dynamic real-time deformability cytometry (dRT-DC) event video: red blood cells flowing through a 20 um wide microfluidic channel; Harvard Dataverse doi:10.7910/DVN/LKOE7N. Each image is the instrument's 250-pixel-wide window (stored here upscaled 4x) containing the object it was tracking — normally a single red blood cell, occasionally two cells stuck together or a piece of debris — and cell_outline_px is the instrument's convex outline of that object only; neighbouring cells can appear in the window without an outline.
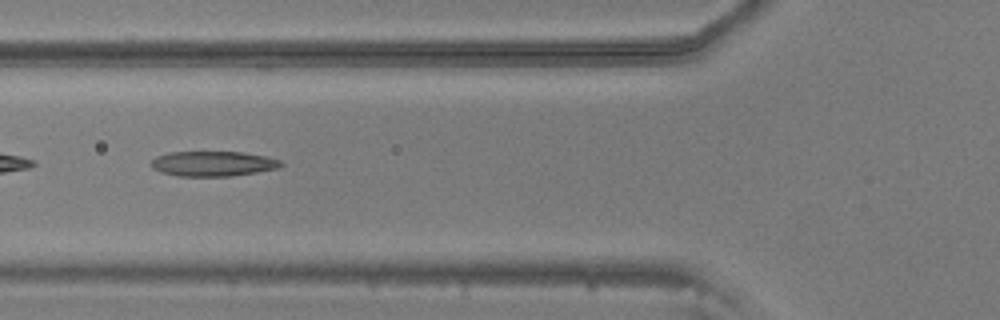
{"species": "common noctule bat (a hibernating species)", "species_latin": "Nyctalus noctula", "temperature_condition": "warm", "stored_images_in_passage": 27, "camera_frame_rate_fps": 3000, "um_per_image_px": 0.085, "animal": {"sex": "male", "body_mass_g": 20.5, "forearm_length_mm": 52.5}, "frame": {"image": 1, "passage_image": 19, "time_ms": 6.0, "image_size_px": [1000, 320], "cell_outline_px": [[284, 164], [276, 168], [256, 172], [232, 176], [176, 176], [160, 172], [152, 168], [148, 164], [156, 156], [168, 152], [244, 152], [264, 156], [280, 160]], "centroid_in_image_um": [18.04, 13.91], "position_along_channel_um": 107.8, "area_um2": 19.02}}
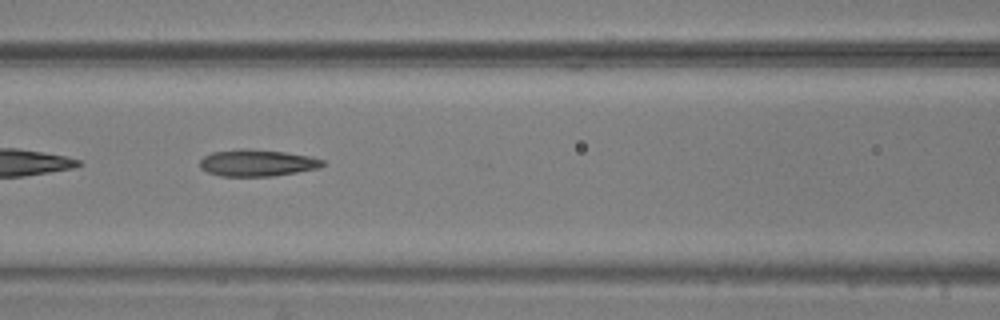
{"frame": {"image": 2, "passage_image": 22, "time_ms": 7.0, "image_size_px": [1000, 320], "cell_outline_px": [[324, 164], [320, 168], [272, 176], [220, 176], [208, 172], [200, 168], [200, 160], [204, 156], [212, 152], [240, 148], [248, 148], [284, 152], [308, 156], [324, 160]], "centroid_in_image_um": [21.83, 13.84], "position_along_channel_um": 144.8, "area_um2": 19.13}}
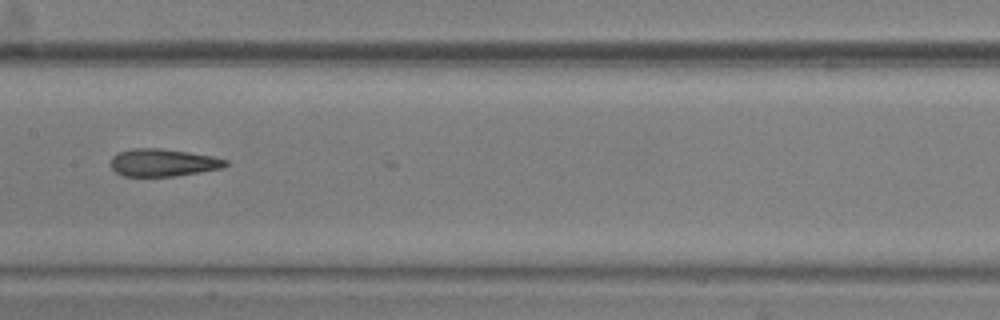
{"frame": {"image": 3, "passage_image": 26, "time_ms": 8.333, "image_size_px": [1000, 320], "cell_outline_px": [[228, 164], [220, 168], [200, 172], [176, 176], [124, 176], [116, 172], [112, 168], [112, 156], [120, 152], [132, 148], [160, 148], [188, 152], [212, 156], [228, 160]], "centroid_in_image_um": [13.86, 13.82], "position_along_channel_um": 193.5, "area_um2": 18.26}}